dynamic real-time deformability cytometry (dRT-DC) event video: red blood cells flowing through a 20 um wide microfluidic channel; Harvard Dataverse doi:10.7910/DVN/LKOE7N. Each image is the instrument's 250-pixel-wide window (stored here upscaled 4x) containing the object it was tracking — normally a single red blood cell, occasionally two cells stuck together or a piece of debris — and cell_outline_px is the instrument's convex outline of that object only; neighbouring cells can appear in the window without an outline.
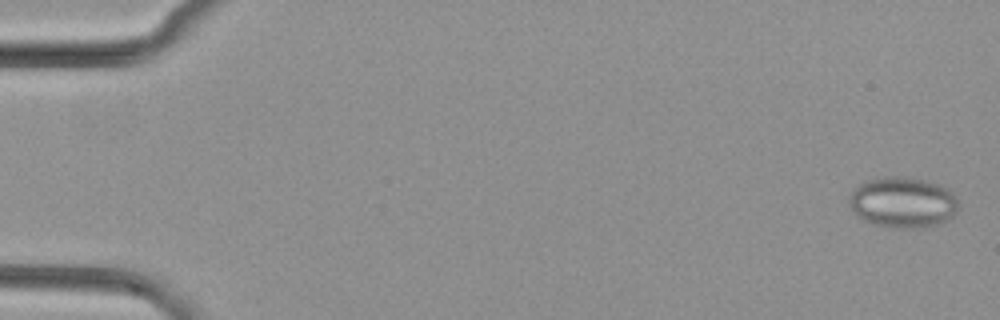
{"species": "common noctule bat (a hibernating species)", "species_latin": "Nyctalus noctula", "temperature_condition": "cold", "stored_images_in_passage": 53, "segment_of_instrument_passage": [1, 2], "camera_frame_rate_fps": 3000, "um_per_image_px": 0.085, "animal": {"sex": "female", "body_mass_g": 29.2, "forearm_length_mm": 56.3}, "frame": {"image": 1, "passage_image": 2, "time_ms": 0.333, "image_size_px": [1000, 320], "cell_outline_px": [[956, 212], [948, 220], [924, 228], [896, 228], [872, 224], [864, 220], [848, 204], [848, 196], [852, 188], [868, 180], [884, 176], [904, 176], [928, 180], [940, 184], [948, 188], [956, 196]], "centroid_in_image_um": [76.73, 17.18], "position_along_channel_um": 8.3, "area_um2": 32.66}}